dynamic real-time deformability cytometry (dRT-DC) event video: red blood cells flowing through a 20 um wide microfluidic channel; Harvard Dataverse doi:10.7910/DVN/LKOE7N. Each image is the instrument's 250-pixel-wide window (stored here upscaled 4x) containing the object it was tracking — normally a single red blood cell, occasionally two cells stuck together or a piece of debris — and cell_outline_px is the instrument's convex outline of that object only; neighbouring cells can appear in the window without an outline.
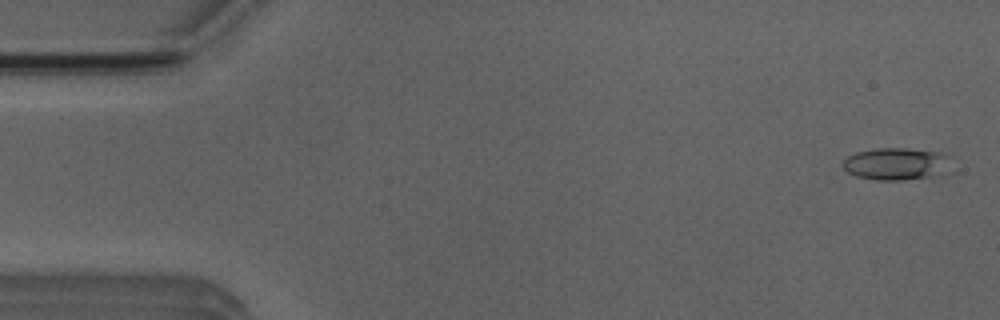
{"species": "Egyptian fruit bat (a non-hibernating species)", "species_latin": "Rousettus aegyptiacus", "temperature_condition": "room temperature", "stored_images_in_passage": 46, "camera_frame_rate_fps": 3000, "um_per_image_px": 0.085, "animal": {"sex": "male"}, "frame": {"image": 1, "passage_image": 2, "time_ms": 0.333, "image_size_px": [1000, 320], "cell_outline_px": [[952, 172], [940, 176], [904, 180], [876, 180], [856, 176], [848, 172], [840, 164], [848, 156], [856, 152], [876, 148], [908, 148], [940, 152], [948, 156]], "centroid_in_image_um": [76.25, 13.94], "position_along_channel_um": 8.7, "area_um2": 20.92}}
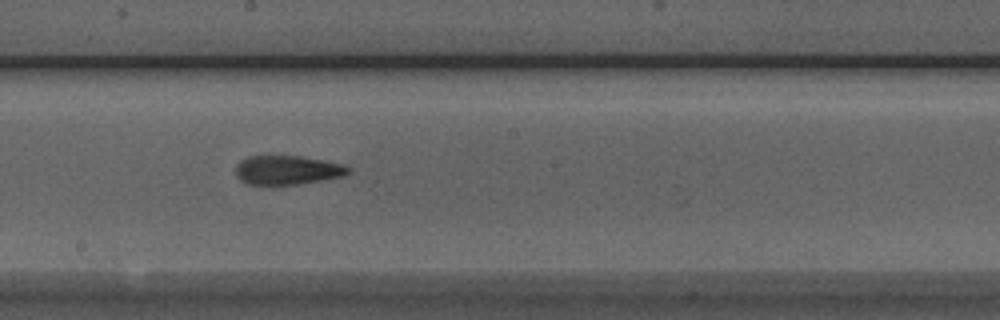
{"frame": {"image": 2, "passage_image": 28, "time_ms": 9.0, "image_size_px": [1000, 320], "cell_outline_px": [[352, 172], [340, 176], [320, 180], [296, 184], [248, 184], [240, 180], [236, 176], [236, 164], [240, 160], [248, 156], [300, 156], [340, 164], [352, 168]], "centroid_in_image_um": [24.38, 14.45], "position_along_channel_um": 223.8, "area_um2": 18.79}}
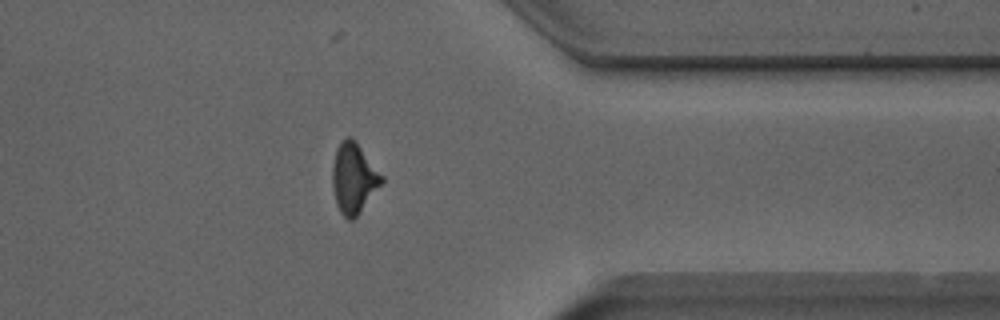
{"frame": {"image": 3, "passage_image": 41, "time_ms": 13.333, "image_size_px": [1000, 320], "cell_outline_px": [[384, 180], [356, 216], [352, 220], [348, 220], [340, 212], [336, 204], [332, 184], [332, 168], [336, 148], [348, 136], [352, 136], [356, 140], [384, 176]], "centroid_in_image_um": [30.06, 15.11], "position_along_channel_um": 381.3, "area_um2": 20.06}, "authors_computed_cell_mechanics": {"area_um2": 19.7098, "velocity_mm_per_s": 3.9386, "shape_relaxation_time_tau1_ms": 4.3289, "shape_relaxation_time_tau2_ms": 2.8415, "deformation_change_tau1": 0.1706, "deformation_change_tau2": 0.1354}}